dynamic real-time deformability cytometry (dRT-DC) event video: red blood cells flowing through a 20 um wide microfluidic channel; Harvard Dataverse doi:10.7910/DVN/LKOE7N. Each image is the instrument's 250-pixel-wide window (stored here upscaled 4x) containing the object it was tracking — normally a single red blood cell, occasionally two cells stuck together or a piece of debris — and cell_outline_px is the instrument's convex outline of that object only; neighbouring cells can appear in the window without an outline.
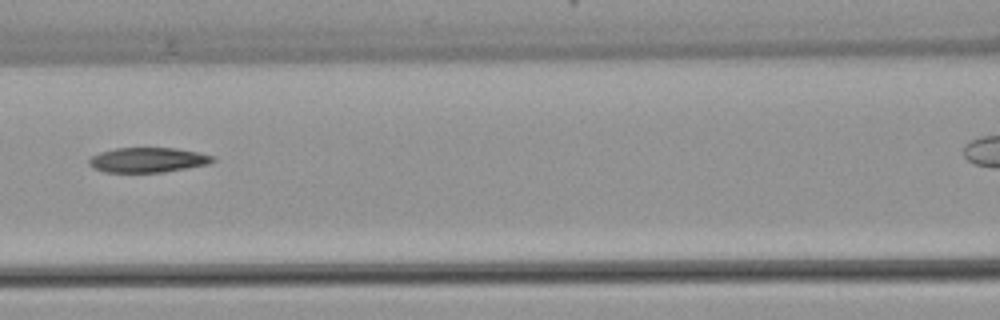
{"species": "common noctule bat (a hibernating species)", "species_latin": "Nyctalus noctula", "temperature_condition": "warm", "stored_images_in_passage": 4, "camera_frame_rate_fps": 3000, "um_per_image_px": 0.085, "animal": {"sex": "female", "body_mass_g": 22.7, "forearm_length_mm": 54.2}, "frame": {"image": 1, "passage_image": 3, "time_ms": 2.333, "image_size_px": [1000, 320], "cell_outline_px": [[216, 160], [208, 164], [188, 168], [164, 172], [104, 172], [92, 168], [88, 164], [88, 160], [92, 156], [100, 152], [116, 148], [176, 148], [200, 152], [212, 156]], "centroid_in_image_um": [12.56, 13.6], "position_along_channel_um": 154.0, "area_um2": 18.03}}